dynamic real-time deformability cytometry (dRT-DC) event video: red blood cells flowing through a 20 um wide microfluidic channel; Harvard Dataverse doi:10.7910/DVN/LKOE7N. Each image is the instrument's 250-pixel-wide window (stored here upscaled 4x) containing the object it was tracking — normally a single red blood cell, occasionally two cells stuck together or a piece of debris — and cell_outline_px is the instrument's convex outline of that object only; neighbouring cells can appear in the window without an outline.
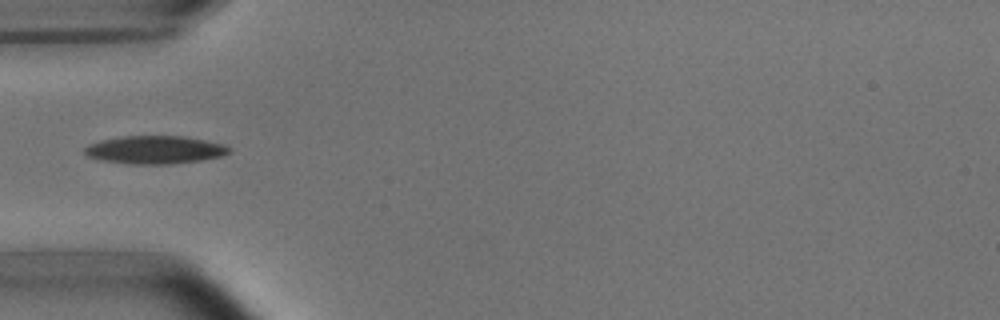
{"species": "common noctule bat (a hibernating species)", "species_latin": "Nyctalus noctula", "temperature_condition": "room temperature", "stored_images_in_passage": 5, "camera_frame_rate_fps": 3000, "um_per_image_px": 0.085, "animal": {"sex": "male", "body_mass_g": 15.6}, "frame": {"image": 1, "passage_image": 5, "time_ms": 4.667, "image_size_px": [1000, 320], "cell_outline_px": [[232, 152], [220, 156], [200, 160], [172, 164], [128, 164], [104, 160], [88, 156], [84, 152], [84, 148], [88, 144], [100, 140], [120, 136], [184, 136], [224, 144], [232, 148]], "centroid_in_image_um": [13.18, 12.73], "position_along_channel_um": 71.8, "area_um2": 23.64}}